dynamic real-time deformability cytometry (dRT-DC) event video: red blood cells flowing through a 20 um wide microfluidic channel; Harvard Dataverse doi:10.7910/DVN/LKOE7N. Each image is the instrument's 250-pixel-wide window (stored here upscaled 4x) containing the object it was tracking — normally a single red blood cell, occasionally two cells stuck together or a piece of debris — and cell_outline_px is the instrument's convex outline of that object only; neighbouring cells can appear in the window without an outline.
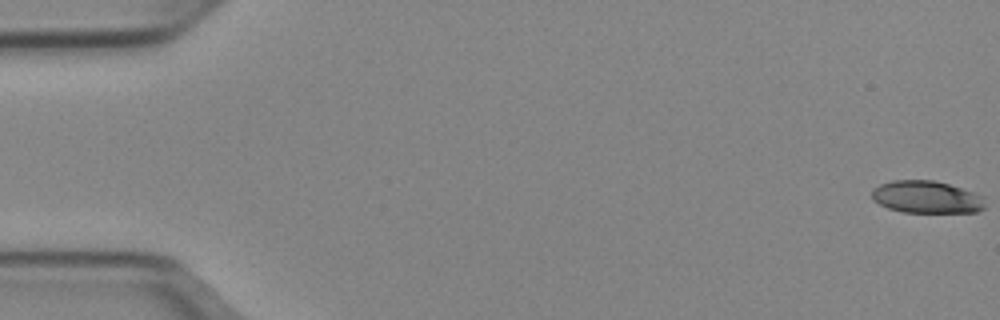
{"species": "Egyptian fruit bat (a non-hibernating species)", "species_latin": "Rousettus aegyptiacus", "temperature_condition": "cold", "stored_images_in_passage": 52, "camera_frame_rate_fps": 3000, "um_per_image_px": 0.085, "animal": {"sex": "female"}, "frame": {"image": 1, "passage_image": 1, "time_ms": 0.0, "image_size_px": [1000, 320], "cell_outline_px": [[984, 208], [976, 212], [904, 212], [888, 208], [872, 200], [872, 188], [880, 184], [892, 180], [932, 180], [948, 184], [984, 196]], "centroid_in_image_um": [78.73, 16.75], "position_along_channel_um": 6.3, "area_um2": 21.27}}
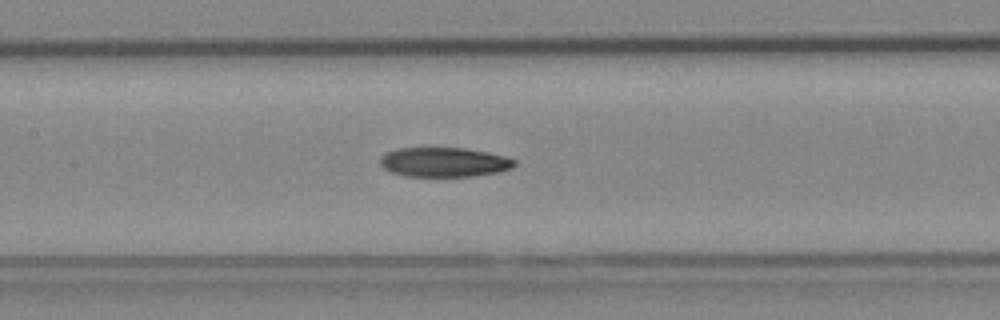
{"frame": {"image": 2, "passage_image": 25, "time_ms": 8.0, "image_size_px": [1000, 320], "cell_outline_px": [[516, 164], [512, 168], [500, 172], [476, 176], [404, 176], [388, 172], [380, 164], [380, 160], [388, 152], [396, 148], [464, 148], [504, 156], [516, 160]], "centroid_in_image_um": [37.75, 13.79], "position_along_channel_um": 169.6, "area_um2": 23.06}}
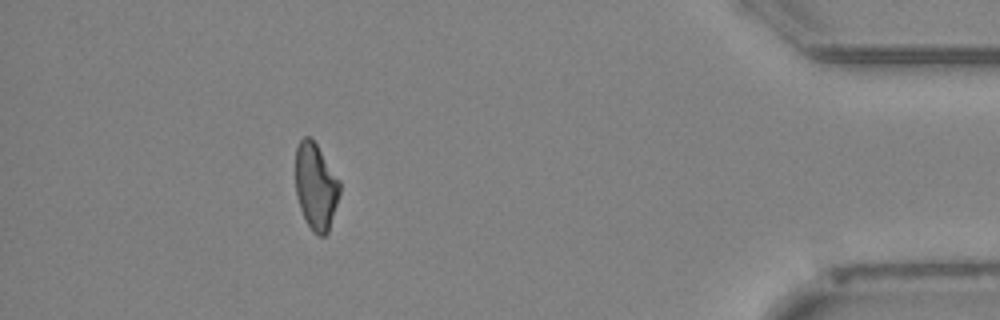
{"frame": {"image": 3, "passage_image": 47, "time_ms": 15.333, "image_size_px": [1000, 320], "cell_outline_px": [[340, 192], [328, 232], [324, 236], [316, 236], [312, 232], [300, 208], [296, 192], [296, 148], [300, 140], [304, 136], [308, 136], [316, 144], [340, 180]], "centroid_in_image_um": [26.85, 15.86], "position_along_channel_um": 408.4, "area_um2": 22.14}}